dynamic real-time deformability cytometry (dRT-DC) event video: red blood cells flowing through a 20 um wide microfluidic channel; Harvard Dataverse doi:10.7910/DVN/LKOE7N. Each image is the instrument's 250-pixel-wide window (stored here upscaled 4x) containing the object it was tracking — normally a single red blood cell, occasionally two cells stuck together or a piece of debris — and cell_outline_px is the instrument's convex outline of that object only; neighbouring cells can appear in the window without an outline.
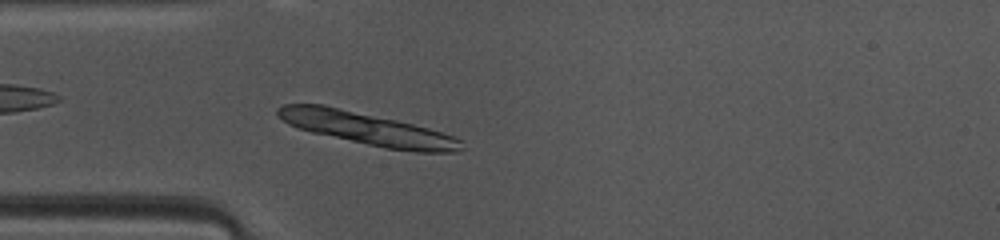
{"species": "common noctule bat (a hibernating species)", "species_latin": "Nyctalus noctula", "temperature_condition": "warm", "stored_images_in_passage": 37, "camera_frame_rate_fps": 3000, "um_per_image_px": 0.085, "animal": {"sex": "female", "body_mass_g": 10.0, "forearm_length_mm": 53.1}, "frame": {"image": 1, "passage_image": 3, "time_ms": 0.667, "image_size_px": [1000, 240], "cell_outline_px": [[464, 148], [456, 152], [416, 152], [384, 148], [312, 132], [288, 124], [276, 112], [276, 108], [284, 104], [324, 104], [396, 120], [428, 128], [452, 136], [460, 140]], "centroid_in_image_um": [31.21, 10.93], "position_along_channel_um": 53.8, "area_um2": 34.39}}